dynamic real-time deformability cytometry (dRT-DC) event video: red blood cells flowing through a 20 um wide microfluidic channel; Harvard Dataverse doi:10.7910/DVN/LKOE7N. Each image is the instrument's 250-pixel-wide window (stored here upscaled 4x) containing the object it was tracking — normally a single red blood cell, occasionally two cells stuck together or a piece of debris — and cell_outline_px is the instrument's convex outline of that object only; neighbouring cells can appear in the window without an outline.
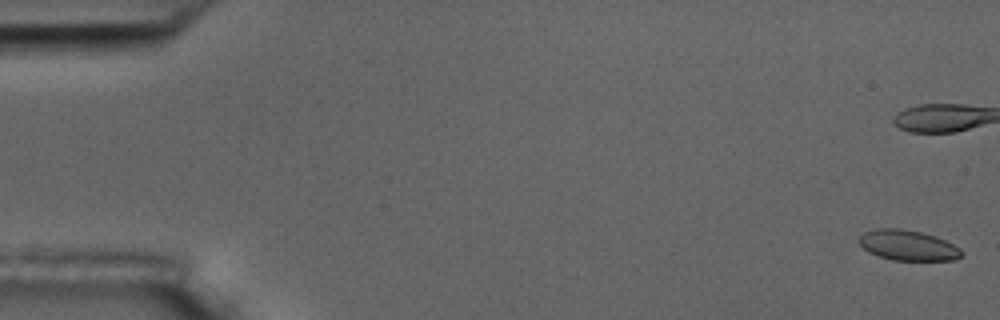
{"species": "common noctule bat (a hibernating species)", "species_latin": "Nyctalus noctula", "temperature_condition": "room temperature", "stored_images_in_passage": 5, "camera_frame_rate_fps": 3000, "um_per_image_px": 0.085, "animal": {"sex": "male", "body_mass_g": 17.5, "forearm_length_mm": 52.3}, "frame": {"image": 1, "passage_image": 1, "time_ms": 0.0, "image_size_px": [1000, 320], "cell_outline_px": [[964, 252], [956, 260], [892, 260], [876, 256], [868, 252], [860, 244], [860, 236], [864, 232], [876, 228], [900, 228], [920, 232], [944, 240], [960, 248]], "centroid_in_image_um": [77.15, 20.86], "position_along_channel_um": 7.8, "area_um2": 18.03}}